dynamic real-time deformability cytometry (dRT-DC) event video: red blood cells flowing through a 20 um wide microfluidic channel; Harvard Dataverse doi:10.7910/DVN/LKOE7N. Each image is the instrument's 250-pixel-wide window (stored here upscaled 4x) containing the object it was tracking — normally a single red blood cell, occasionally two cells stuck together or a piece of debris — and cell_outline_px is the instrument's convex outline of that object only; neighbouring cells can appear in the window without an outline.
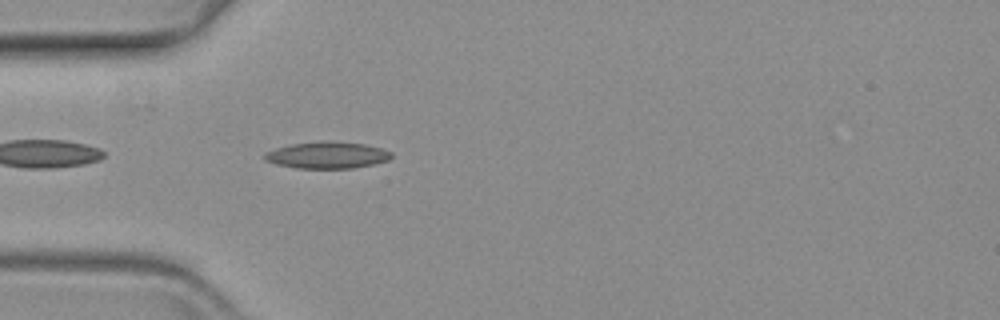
{"species": "common noctule bat (a hibernating species)", "species_latin": "Nyctalus noctula", "temperature_condition": "warm", "stored_images_in_passage": 45, "camera_frame_rate_fps": 3000, "um_per_image_px": 0.085, "animal": {"sex": "female", "body_mass_g": 19.3, "forearm_length_mm": 54.1}, "frame": {"image": 1, "passage_image": 3, "time_ms": 0.667, "image_size_px": [1000, 320], "cell_outline_px": [[392, 156], [388, 160], [372, 164], [352, 168], [296, 168], [276, 164], [264, 160], [264, 152], [276, 148], [292, 144], [364, 144], [380, 148], [392, 152]], "centroid_in_image_um": [27.78, 13.24], "position_along_channel_um": 57.2, "area_um2": 18.61}}
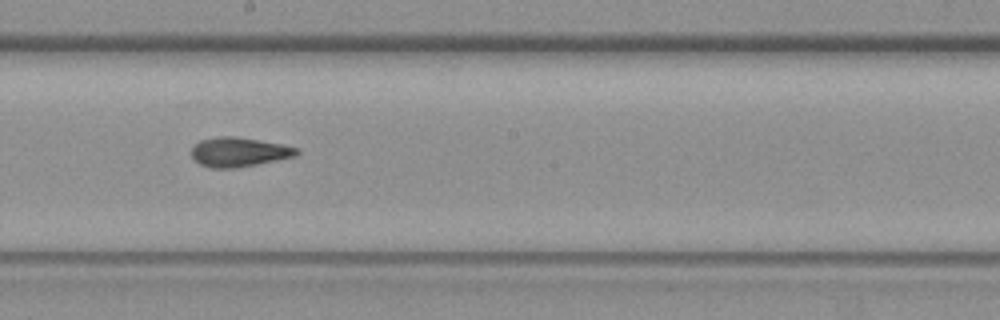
{"frame": {"image": 2, "passage_image": 18, "time_ms": 5.667, "image_size_px": [1000, 320], "cell_outline_px": [[300, 152], [296, 156], [236, 168], [208, 168], [200, 164], [192, 156], [192, 148], [200, 140], [216, 136], [236, 136], [260, 140], [280, 144], [296, 148]], "centroid_in_image_um": [20.28, 12.92], "position_along_channel_um": 227.9, "area_um2": 17.92}}
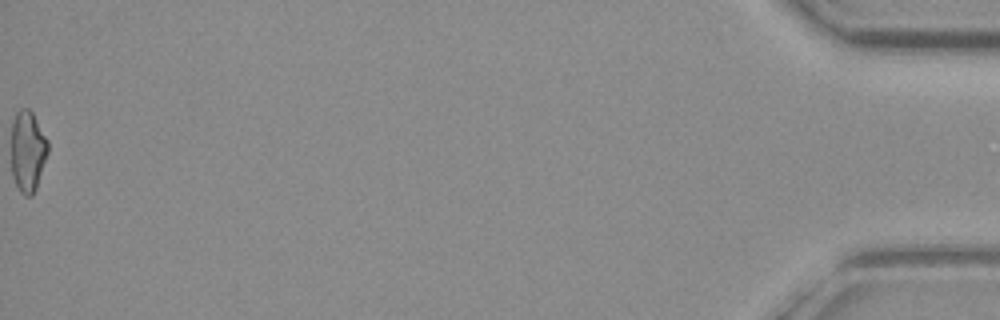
{"frame": {"image": 3, "passage_image": 45, "time_ms": 14.667, "image_size_px": [1000, 320], "cell_outline_px": [[48, 152], [36, 188], [32, 196], [24, 196], [20, 192], [12, 176], [12, 120], [16, 112], [20, 108], [28, 108], [32, 112], [48, 140]], "centroid_in_image_um": [2.35, 12.85], "position_along_channel_um": 432.8, "area_um2": 17.34}}